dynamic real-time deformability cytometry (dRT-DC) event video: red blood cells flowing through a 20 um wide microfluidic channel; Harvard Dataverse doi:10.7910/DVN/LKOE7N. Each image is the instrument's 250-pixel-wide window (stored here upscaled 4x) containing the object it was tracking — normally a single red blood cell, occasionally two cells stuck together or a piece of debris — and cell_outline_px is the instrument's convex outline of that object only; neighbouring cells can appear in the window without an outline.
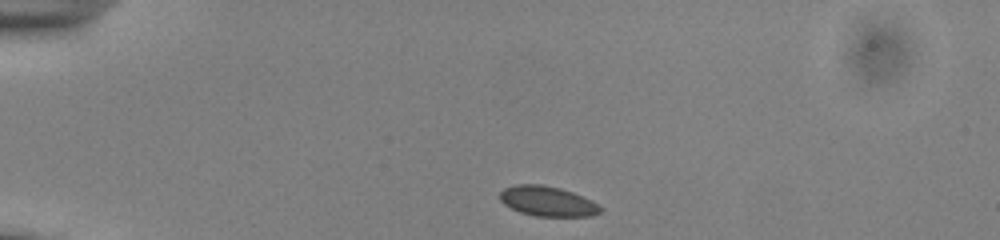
{"species": "common noctule bat (a hibernating species)", "species_latin": "Nyctalus noctula", "temperature_condition": "cold", "stored_images_in_passage": 42, "camera_frame_rate_fps": 3000, "um_per_image_px": 0.085, "animal": {"sex": "male", "body_mass_g": 13.0, "forearm_length_mm": 53.1}, "frame": {"image": 1, "passage_image": 1, "time_ms": 0.0, "image_size_px": [1000, 240], "cell_outline_px": [[604, 208], [600, 212], [592, 216], [536, 216], [520, 212], [504, 204], [500, 200], [500, 192], [504, 188], [516, 184], [540, 184], [560, 188], [572, 192], [592, 200]], "centroid_in_image_um": [46.56, 17.1], "position_along_channel_um": 38.4, "area_um2": 17.57}}
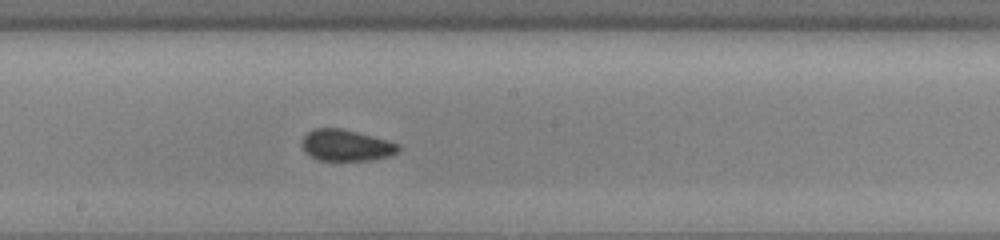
{"frame": {"image": 2, "passage_image": 19, "time_ms": 6.0, "image_size_px": [1000, 240], "cell_outline_px": [[400, 148], [396, 152], [388, 156], [368, 160], [320, 160], [312, 156], [300, 144], [304, 136], [312, 128], [340, 128], [388, 140], [400, 144]], "centroid_in_image_um": [29.42, 12.34], "position_along_channel_um": 218.8, "area_um2": 17.34}}
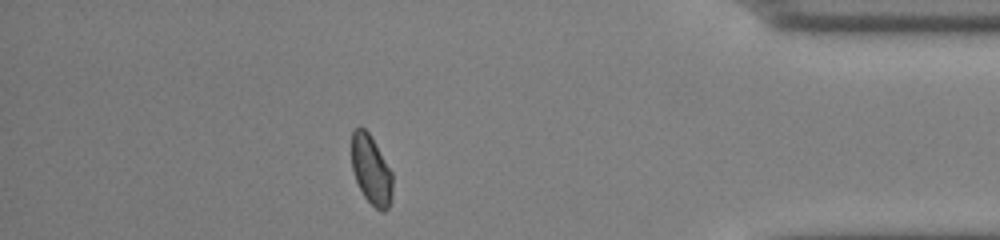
{"frame": {"image": 3, "passage_image": 36, "time_ms": 11.667, "image_size_px": [1000, 240], "cell_outline_px": [[392, 200], [388, 208], [384, 212], [380, 212], [364, 196], [356, 180], [352, 168], [352, 132], [356, 128], [364, 128], [368, 132], [392, 172]], "centroid_in_image_um": [31.56, 14.49], "position_along_channel_um": 403.6, "area_um2": 16.3}, "authors_computed_cell_mechanics": {"area_um2": 17.2244, "velocity_mm_per_s": 3.854, "shape_relaxation_time_tau1_ms": 5.506, "shape_relaxation_time_tau2_ms": 1.6595, "deformation_change_tau1": 0.0609, "deformation_change_tau2": 0.0428}}